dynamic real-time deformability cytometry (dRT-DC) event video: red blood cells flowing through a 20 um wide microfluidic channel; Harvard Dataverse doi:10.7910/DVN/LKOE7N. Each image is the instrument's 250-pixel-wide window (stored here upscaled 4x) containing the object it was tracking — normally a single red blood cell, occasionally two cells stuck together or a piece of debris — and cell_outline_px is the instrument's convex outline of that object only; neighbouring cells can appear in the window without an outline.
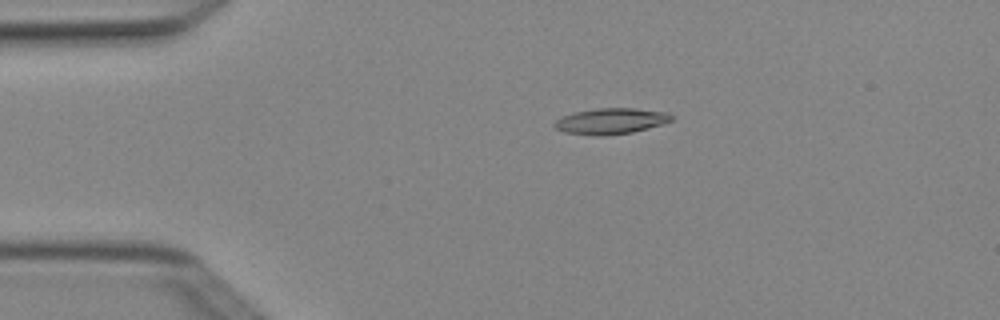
{"species": "Egyptian fruit bat (a non-hibernating species)", "species_latin": "Rousettus aegyptiacus", "temperature_condition": "cold", "stored_images_in_passage": 4, "camera_frame_rate_fps": 3000, "um_per_image_px": 0.085, "animal": {"sex": "female"}, "frame": {"image": 1, "passage_image": 3, "time_ms": 0.667, "image_size_px": [1000, 320], "cell_outline_px": [[672, 120], [664, 124], [632, 132], [600, 136], [596, 136], [564, 132], [556, 128], [552, 124], [556, 120], [564, 116], [576, 112], [596, 108], [636, 108], [668, 112], [672, 116]], "centroid_in_image_um": [51.94, 10.29], "position_along_channel_um": 33.1, "area_um2": 17.63}}